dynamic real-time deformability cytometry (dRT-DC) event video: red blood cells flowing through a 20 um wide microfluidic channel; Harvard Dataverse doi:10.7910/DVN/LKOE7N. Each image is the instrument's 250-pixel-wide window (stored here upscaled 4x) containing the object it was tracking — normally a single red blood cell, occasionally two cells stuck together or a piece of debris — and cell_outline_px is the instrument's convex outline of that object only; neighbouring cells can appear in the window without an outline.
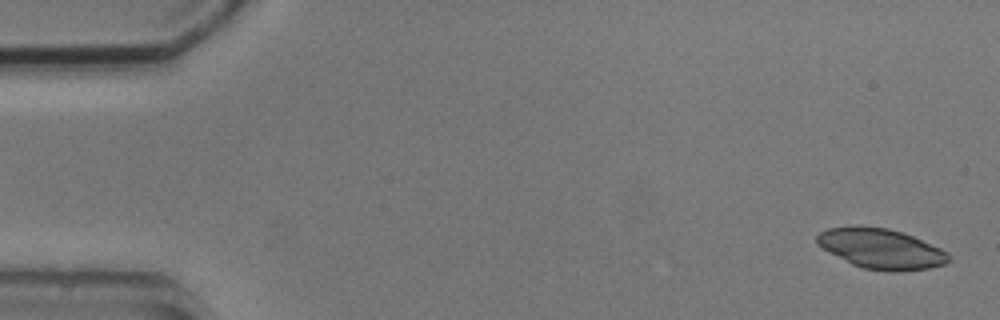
{"species": "common noctule bat (a hibernating species)", "species_latin": "Nyctalus noctula", "temperature_condition": "cold", "stored_images_in_passage": 5, "camera_frame_rate_fps": 3000, "um_per_image_px": 0.085, "animal": {"sex": "male", "body_mass_g": 20.5, "forearm_length_mm": 52.5}, "frame": {"image": 1, "passage_image": 1, "time_ms": 0.0, "image_size_px": [1000, 320], "cell_outline_px": [[952, 260], [944, 264], [928, 268], [904, 272], [892, 272], [864, 268], [852, 264], [824, 248], [816, 240], [816, 236], [820, 232], [828, 228], [888, 228], [904, 232], [940, 248], [948, 252]], "centroid_in_image_um": [74.99, 21.18], "position_along_channel_um": 10.0, "area_um2": 30.11}}